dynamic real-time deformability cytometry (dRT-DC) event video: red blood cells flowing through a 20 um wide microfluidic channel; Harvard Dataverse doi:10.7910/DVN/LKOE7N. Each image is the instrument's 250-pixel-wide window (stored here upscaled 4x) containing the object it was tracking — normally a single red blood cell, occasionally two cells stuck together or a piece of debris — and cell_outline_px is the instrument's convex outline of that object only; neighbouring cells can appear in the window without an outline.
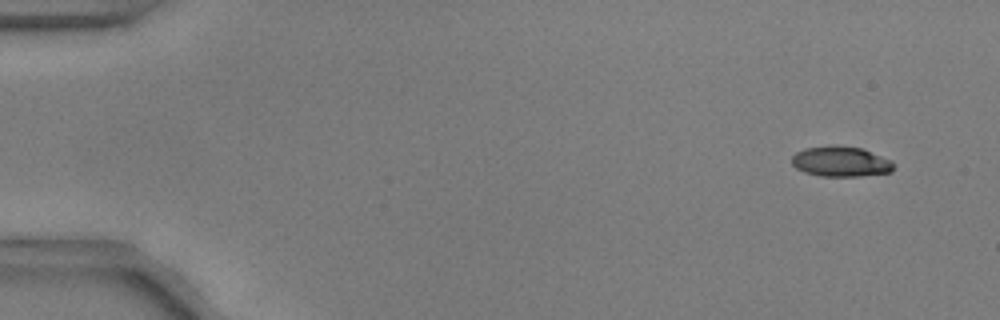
{"species": "common noctule bat (a hibernating species)", "species_latin": "Nyctalus noctula", "temperature_condition": "warm", "stored_images_in_passage": 54, "camera_frame_rate_fps": 3000, "um_per_image_px": 0.085, "animal": {"sex": "male", "body_mass_g": 17.9, "forearm_length_mm": 54.2}, "frame": {"image": 1, "passage_image": 4, "time_ms": 1.0, "image_size_px": [1000, 320], "cell_outline_px": [[896, 164], [892, 172], [860, 176], [820, 176], [804, 172], [796, 168], [792, 164], [792, 156], [796, 152], [804, 148], [832, 144], [836, 144], [860, 148], [892, 160]], "centroid_in_image_um": [71.47, 13.72], "position_along_channel_um": 13.5, "area_um2": 18.26}}
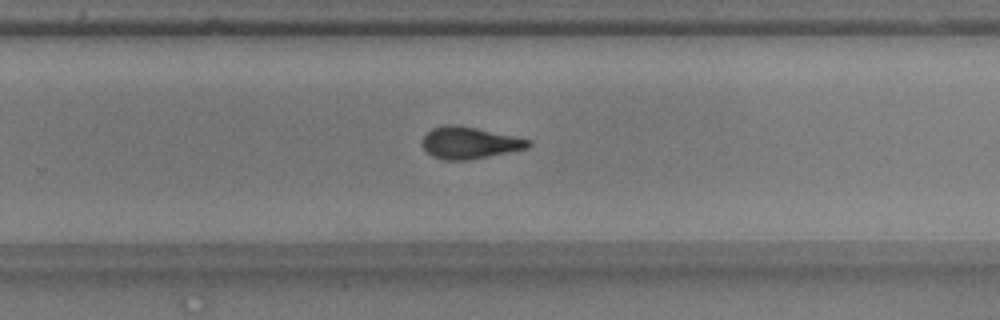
{"frame": {"image": 2, "passage_image": 36, "time_ms": 11.667, "image_size_px": [1000, 320], "cell_outline_px": [[532, 144], [528, 148], [468, 160], [444, 160], [432, 156], [424, 148], [420, 140], [432, 128], [444, 124], [452, 124], [476, 128], [532, 140]], "centroid_in_image_um": [39.89, 12.14], "position_along_channel_um": 289.9, "area_um2": 19.59}}
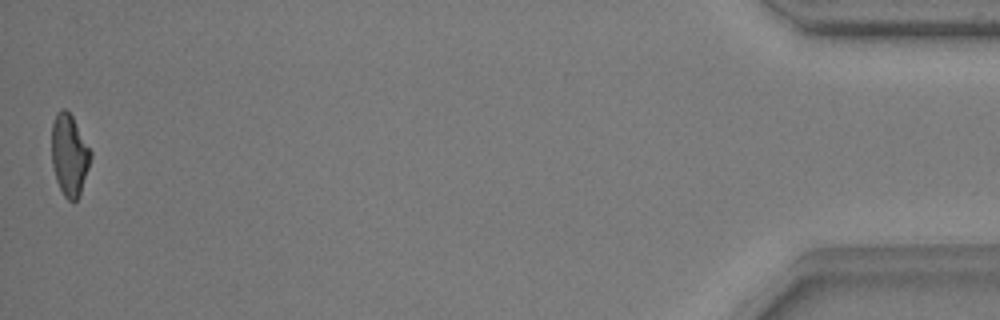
{"frame": {"image": 3, "passage_image": 54, "time_ms": 17.667, "image_size_px": [1000, 320], "cell_outline_px": [[92, 156], [80, 196], [76, 200], [68, 200], [64, 196], [56, 180], [52, 164], [52, 120], [56, 112], [60, 108], [64, 108], [72, 116], [92, 152]], "centroid_in_image_um": [5.89, 13.16], "position_along_channel_um": 429.3, "area_um2": 18.61}, "authors_computed_cell_mechanics": {"area_um2": 19.4786, "velocity_mm_per_s": 3.766, "shape_relaxation_time_tau1_ms": 5.7506, "shape_relaxation_time_tau2_ms": 2.6717, "deformation_change_tau1": 0.1697, "deformation_change_tau2": 0.1185}}